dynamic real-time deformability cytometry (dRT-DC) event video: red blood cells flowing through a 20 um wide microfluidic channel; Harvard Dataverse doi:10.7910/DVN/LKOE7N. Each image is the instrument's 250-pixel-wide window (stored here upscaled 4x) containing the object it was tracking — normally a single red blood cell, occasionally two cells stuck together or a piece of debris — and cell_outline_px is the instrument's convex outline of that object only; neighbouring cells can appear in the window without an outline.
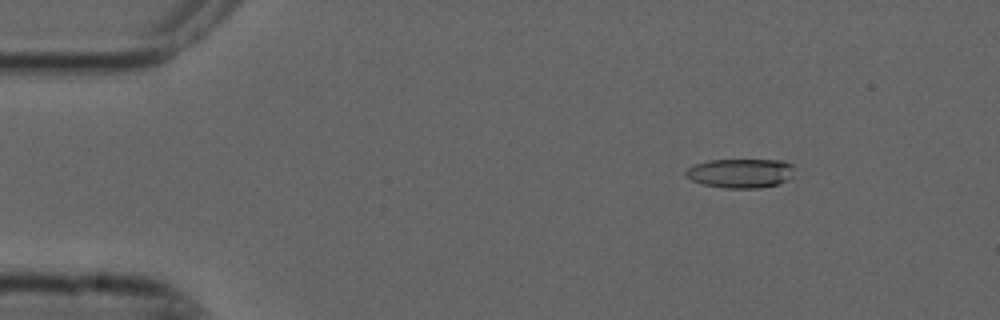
{"species": "common noctule bat (a hibernating species)", "species_latin": "Nyctalus noctula", "temperature_condition": "cold", "stored_images_in_passage": 3, "camera_frame_rate_fps": 3000, "um_per_image_px": 0.085, "animal": {"sex": "male", "forearm_length_mm": 52.5}, "frame": {"image": 1, "passage_image": 1, "time_ms": 0.0, "image_size_px": [1000, 320], "cell_outline_px": [[792, 176], [788, 180], [780, 184], [760, 188], [724, 188], [704, 184], [692, 180], [684, 176], [684, 172], [688, 168], [696, 164], [708, 160], [784, 160], [792, 164]], "centroid_in_image_um": [62.95, 14.72], "position_along_channel_um": 22.0, "area_um2": 18.61}}